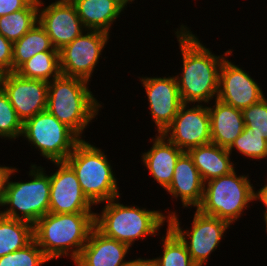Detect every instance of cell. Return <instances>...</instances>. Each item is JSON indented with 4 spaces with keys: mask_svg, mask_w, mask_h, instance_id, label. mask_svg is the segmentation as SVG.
I'll return each instance as SVG.
<instances>
[{
    "mask_svg": "<svg viewBox=\"0 0 267 266\" xmlns=\"http://www.w3.org/2000/svg\"><path fill=\"white\" fill-rule=\"evenodd\" d=\"M200 173L203 182L227 175L235 170L227 148L209 143L187 151Z\"/></svg>",
    "mask_w": 267,
    "mask_h": 266,
    "instance_id": "obj_22",
    "label": "cell"
},
{
    "mask_svg": "<svg viewBox=\"0 0 267 266\" xmlns=\"http://www.w3.org/2000/svg\"><path fill=\"white\" fill-rule=\"evenodd\" d=\"M242 115L245 126L253 130L252 134L267 140V98L243 109Z\"/></svg>",
    "mask_w": 267,
    "mask_h": 266,
    "instance_id": "obj_31",
    "label": "cell"
},
{
    "mask_svg": "<svg viewBox=\"0 0 267 266\" xmlns=\"http://www.w3.org/2000/svg\"><path fill=\"white\" fill-rule=\"evenodd\" d=\"M22 136L41 152V156L52 162L66 161L82 140L48 110L26 120L23 123Z\"/></svg>",
    "mask_w": 267,
    "mask_h": 266,
    "instance_id": "obj_8",
    "label": "cell"
},
{
    "mask_svg": "<svg viewBox=\"0 0 267 266\" xmlns=\"http://www.w3.org/2000/svg\"><path fill=\"white\" fill-rule=\"evenodd\" d=\"M231 173L204 183L202 203L196 208L202 214L214 216L230 225L241 217L248 203L254 201V186L247 175Z\"/></svg>",
    "mask_w": 267,
    "mask_h": 266,
    "instance_id": "obj_6",
    "label": "cell"
},
{
    "mask_svg": "<svg viewBox=\"0 0 267 266\" xmlns=\"http://www.w3.org/2000/svg\"><path fill=\"white\" fill-rule=\"evenodd\" d=\"M118 199L106 201L101 214L95 213V227L107 237L132 246L137 239L156 236L160 227L168 221V216L160 211L125 206Z\"/></svg>",
    "mask_w": 267,
    "mask_h": 266,
    "instance_id": "obj_4",
    "label": "cell"
},
{
    "mask_svg": "<svg viewBox=\"0 0 267 266\" xmlns=\"http://www.w3.org/2000/svg\"><path fill=\"white\" fill-rule=\"evenodd\" d=\"M94 227L95 213L49 212L33 225V236L50 260L69 255L75 261Z\"/></svg>",
    "mask_w": 267,
    "mask_h": 266,
    "instance_id": "obj_2",
    "label": "cell"
},
{
    "mask_svg": "<svg viewBox=\"0 0 267 266\" xmlns=\"http://www.w3.org/2000/svg\"><path fill=\"white\" fill-rule=\"evenodd\" d=\"M174 198H180L183 207H198L203 200L204 182L188 152L178 158L172 182L166 189Z\"/></svg>",
    "mask_w": 267,
    "mask_h": 266,
    "instance_id": "obj_18",
    "label": "cell"
},
{
    "mask_svg": "<svg viewBox=\"0 0 267 266\" xmlns=\"http://www.w3.org/2000/svg\"><path fill=\"white\" fill-rule=\"evenodd\" d=\"M253 130L244 126L243 132L234 140L228 148V152L232 154L233 149H237L244 156L254 159L267 158V140L264 136L252 134Z\"/></svg>",
    "mask_w": 267,
    "mask_h": 266,
    "instance_id": "obj_28",
    "label": "cell"
},
{
    "mask_svg": "<svg viewBox=\"0 0 267 266\" xmlns=\"http://www.w3.org/2000/svg\"><path fill=\"white\" fill-rule=\"evenodd\" d=\"M17 116L24 123L39 112L47 110L48 82L6 73L3 89Z\"/></svg>",
    "mask_w": 267,
    "mask_h": 266,
    "instance_id": "obj_15",
    "label": "cell"
},
{
    "mask_svg": "<svg viewBox=\"0 0 267 266\" xmlns=\"http://www.w3.org/2000/svg\"><path fill=\"white\" fill-rule=\"evenodd\" d=\"M166 231L162 237L163 254L153 258L157 266H197L179 236L168 225Z\"/></svg>",
    "mask_w": 267,
    "mask_h": 266,
    "instance_id": "obj_27",
    "label": "cell"
},
{
    "mask_svg": "<svg viewBox=\"0 0 267 266\" xmlns=\"http://www.w3.org/2000/svg\"><path fill=\"white\" fill-rule=\"evenodd\" d=\"M264 222H265V225H266V233H267V215H264Z\"/></svg>",
    "mask_w": 267,
    "mask_h": 266,
    "instance_id": "obj_39",
    "label": "cell"
},
{
    "mask_svg": "<svg viewBox=\"0 0 267 266\" xmlns=\"http://www.w3.org/2000/svg\"><path fill=\"white\" fill-rule=\"evenodd\" d=\"M183 24L175 31L182 54L183 69L177 75L182 103H209L219 92V71L224 55L216 56ZM181 77V78H180Z\"/></svg>",
    "mask_w": 267,
    "mask_h": 266,
    "instance_id": "obj_1",
    "label": "cell"
},
{
    "mask_svg": "<svg viewBox=\"0 0 267 266\" xmlns=\"http://www.w3.org/2000/svg\"><path fill=\"white\" fill-rule=\"evenodd\" d=\"M66 162L75 171L83 193L94 205L120 197L117 179L102 149L82 139Z\"/></svg>",
    "mask_w": 267,
    "mask_h": 266,
    "instance_id": "obj_5",
    "label": "cell"
},
{
    "mask_svg": "<svg viewBox=\"0 0 267 266\" xmlns=\"http://www.w3.org/2000/svg\"><path fill=\"white\" fill-rule=\"evenodd\" d=\"M127 266H157V264L154 259L138 258L135 260H129V264Z\"/></svg>",
    "mask_w": 267,
    "mask_h": 266,
    "instance_id": "obj_36",
    "label": "cell"
},
{
    "mask_svg": "<svg viewBox=\"0 0 267 266\" xmlns=\"http://www.w3.org/2000/svg\"><path fill=\"white\" fill-rule=\"evenodd\" d=\"M254 200H260L262 202V204L266 207L264 215H267V184L258 191H254Z\"/></svg>",
    "mask_w": 267,
    "mask_h": 266,
    "instance_id": "obj_35",
    "label": "cell"
},
{
    "mask_svg": "<svg viewBox=\"0 0 267 266\" xmlns=\"http://www.w3.org/2000/svg\"><path fill=\"white\" fill-rule=\"evenodd\" d=\"M33 239L32 223L0 214V257L18 251Z\"/></svg>",
    "mask_w": 267,
    "mask_h": 266,
    "instance_id": "obj_24",
    "label": "cell"
},
{
    "mask_svg": "<svg viewBox=\"0 0 267 266\" xmlns=\"http://www.w3.org/2000/svg\"><path fill=\"white\" fill-rule=\"evenodd\" d=\"M23 123L4 91H0V137L15 140L22 135Z\"/></svg>",
    "mask_w": 267,
    "mask_h": 266,
    "instance_id": "obj_30",
    "label": "cell"
},
{
    "mask_svg": "<svg viewBox=\"0 0 267 266\" xmlns=\"http://www.w3.org/2000/svg\"><path fill=\"white\" fill-rule=\"evenodd\" d=\"M86 30L110 34L113 22L126 9L120 0H71Z\"/></svg>",
    "mask_w": 267,
    "mask_h": 266,
    "instance_id": "obj_21",
    "label": "cell"
},
{
    "mask_svg": "<svg viewBox=\"0 0 267 266\" xmlns=\"http://www.w3.org/2000/svg\"><path fill=\"white\" fill-rule=\"evenodd\" d=\"M52 163L58 169L50 175L49 212L94 213V204L83 193L73 168L66 161Z\"/></svg>",
    "mask_w": 267,
    "mask_h": 266,
    "instance_id": "obj_12",
    "label": "cell"
},
{
    "mask_svg": "<svg viewBox=\"0 0 267 266\" xmlns=\"http://www.w3.org/2000/svg\"><path fill=\"white\" fill-rule=\"evenodd\" d=\"M6 73H7L6 71L0 68V91H2L3 89Z\"/></svg>",
    "mask_w": 267,
    "mask_h": 266,
    "instance_id": "obj_37",
    "label": "cell"
},
{
    "mask_svg": "<svg viewBox=\"0 0 267 266\" xmlns=\"http://www.w3.org/2000/svg\"><path fill=\"white\" fill-rule=\"evenodd\" d=\"M33 0H0V17L25 9Z\"/></svg>",
    "mask_w": 267,
    "mask_h": 266,
    "instance_id": "obj_33",
    "label": "cell"
},
{
    "mask_svg": "<svg viewBox=\"0 0 267 266\" xmlns=\"http://www.w3.org/2000/svg\"><path fill=\"white\" fill-rule=\"evenodd\" d=\"M150 140L153 145L150 150L142 153V161L154 181L156 180L166 190L172 182L176 162L184 151L163 134H158L155 139Z\"/></svg>",
    "mask_w": 267,
    "mask_h": 266,
    "instance_id": "obj_19",
    "label": "cell"
},
{
    "mask_svg": "<svg viewBox=\"0 0 267 266\" xmlns=\"http://www.w3.org/2000/svg\"><path fill=\"white\" fill-rule=\"evenodd\" d=\"M214 104V107H208L211 143L228 149L244 130L242 110L227 105L216 98Z\"/></svg>",
    "mask_w": 267,
    "mask_h": 266,
    "instance_id": "obj_20",
    "label": "cell"
},
{
    "mask_svg": "<svg viewBox=\"0 0 267 266\" xmlns=\"http://www.w3.org/2000/svg\"><path fill=\"white\" fill-rule=\"evenodd\" d=\"M28 182H13L10 177L6 187L2 206L9 207L0 214L11 219H19L33 225L49 213L50 175H46L44 168L31 165Z\"/></svg>",
    "mask_w": 267,
    "mask_h": 266,
    "instance_id": "obj_7",
    "label": "cell"
},
{
    "mask_svg": "<svg viewBox=\"0 0 267 266\" xmlns=\"http://www.w3.org/2000/svg\"><path fill=\"white\" fill-rule=\"evenodd\" d=\"M264 93L254 79L242 68L226 58L219 71V92L217 99L236 109L243 110L260 102Z\"/></svg>",
    "mask_w": 267,
    "mask_h": 266,
    "instance_id": "obj_14",
    "label": "cell"
},
{
    "mask_svg": "<svg viewBox=\"0 0 267 266\" xmlns=\"http://www.w3.org/2000/svg\"><path fill=\"white\" fill-rule=\"evenodd\" d=\"M88 84L86 80L62 74L48 82L47 110L81 139L102 106Z\"/></svg>",
    "mask_w": 267,
    "mask_h": 266,
    "instance_id": "obj_3",
    "label": "cell"
},
{
    "mask_svg": "<svg viewBox=\"0 0 267 266\" xmlns=\"http://www.w3.org/2000/svg\"><path fill=\"white\" fill-rule=\"evenodd\" d=\"M0 68L13 72V43L0 34Z\"/></svg>",
    "mask_w": 267,
    "mask_h": 266,
    "instance_id": "obj_32",
    "label": "cell"
},
{
    "mask_svg": "<svg viewBox=\"0 0 267 266\" xmlns=\"http://www.w3.org/2000/svg\"><path fill=\"white\" fill-rule=\"evenodd\" d=\"M182 104L171 125L163 135L179 149L188 151L193 147L211 143L208 107L202 104ZM189 108V109H188Z\"/></svg>",
    "mask_w": 267,
    "mask_h": 266,
    "instance_id": "obj_11",
    "label": "cell"
},
{
    "mask_svg": "<svg viewBox=\"0 0 267 266\" xmlns=\"http://www.w3.org/2000/svg\"><path fill=\"white\" fill-rule=\"evenodd\" d=\"M43 4L39 0L38 23L47 32L55 49L60 50L83 32L86 33L71 0H56L42 8Z\"/></svg>",
    "mask_w": 267,
    "mask_h": 266,
    "instance_id": "obj_13",
    "label": "cell"
},
{
    "mask_svg": "<svg viewBox=\"0 0 267 266\" xmlns=\"http://www.w3.org/2000/svg\"><path fill=\"white\" fill-rule=\"evenodd\" d=\"M168 214V226L184 242L192 261L197 266L206 265L209 255L217 249L230 224L217 217L204 215L196 209L192 227L183 230L176 212L170 211Z\"/></svg>",
    "mask_w": 267,
    "mask_h": 266,
    "instance_id": "obj_9",
    "label": "cell"
},
{
    "mask_svg": "<svg viewBox=\"0 0 267 266\" xmlns=\"http://www.w3.org/2000/svg\"><path fill=\"white\" fill-rule=\"evenodd\" d=\"M140 80L148 97L152 121L157 126L158 134H163L183 104L176 77H142Z\"/></svg>",
    "mask_w": 267,
    "mask_h": 266,
    "instance_id": "obj_16",
    "label": "cell"
},
{
    "mask_svg": "<svg viewBox=\"0 0 267 266\" xmlns=\"http://www.w3.org/2000/svg\"><path fill=\"white\" fill-rule=\"evenodd\" d=\"M50 259L33 239L28 245L0 257V266H41Z\"/></svg>",
    "mask_w": 267,
    "mask_h": 266,
    "instance_id": "obj_29",
    "label": "cell"
},
{
    "mask_svg": "<svg viewBox=\"0 0 267 266\" xmlns=\"http://www.w3.org/2000/svg\"><path fill=\"white\" fill-rule=\"evenodd\" d=\"M44 51L59 50L53 47L47 32L37 23L13 43V72L32 56Z\"/></svg>",
    "mask_w": 267,
    "mask_h": 266,
    "instance_id": "obj_23",
    "label": "cell"
},
{
    "mask_svg": "<svg viewBox=\"0 0 267 266\" xmlns=\"http://www.w3.org/2000/svg\"><path fill=\"white\" fill-rule=\"evenodd\" d=\"M109 34L100 30H88L59 50L61 74L90 81L99 62Z\"/></svg>",
    "mask_w": 267,
    "mask_h": 266,
    "instance_id": "obj_10",
    "label": "cell"
},
{
    "mask_svg": "<svg viewBox=\"0 0 267 266\" xmlns=\"http://www.w3.org/2000/svg\"><path fill=\"white\" fill-rule=\"evenodd\" d=\"M15 72L26 79L50 82L61 75L59 51L37 53L24 62Z\"/></svg>",
    "mask_w": 267,
    "mask_h": 266,
    "instance_id": "obj_25",
    "label": "cell"
},
{
    "mask_svg": "<svg viewBox=\"0 0 267 266\" xmlns=\"http://www.w3.org/2000/svg\"><path fill=\"white\" fill-rule=\"evenodd\" d=\"M39 0H33L25 9L0 17V34L12 43L18 41L38 23Z\"/></svg>",
    "mask_w": 267,
    "mask_h": 266,
    "instance_id": "obj_26",
    "label": "cell"
},
{
    "mask_svg": "<svg viewBox=\"0 0 267 266\" xmlns=\"http://www.w3.org/2000/svg\"><path fill=\"white\" fill-rule=\"evenodd\" d=\"M129 249L128 244L107 237L94 227L74 264L76 266H127L129 260L125 261V257Z\"/></svg>",
    "mask_w": 267,
    "mask_h": 266,
    "instance_id": "obj_17",
    "label": "cell"
},
{
    "mask_svg": "<svg viewBox=\"0 0 267 266\" xmlns=\"http://www.w3.org/2000/svg\"><path fill=\"white\" fill-rule=\"evenodd\" d=\"M125 6H127L128 3H132L134 0H120Z\"/></svg>",
    "mask_w": 267,
    "mask_h": 266,
    "instance_id": "obj_38",
    "label": "cell"
},
{
    "mask_svg": "<svg viewBox=\"0 0 267 266\" xmlns=\"http://www.w3.org/2000/svg\"><path fill=\"white\" fill-rule=\"evenodd\" d=\"M14 172H17L16 167L13 168L2 165L0 166V206H2L5 198L6 187L9 177H11Z\"/></svg>",
    "mask_w": 267,
    "mask_h": 266,
    "instance_id": "obj_34",
    "label": "cell"
}]
</instances>
